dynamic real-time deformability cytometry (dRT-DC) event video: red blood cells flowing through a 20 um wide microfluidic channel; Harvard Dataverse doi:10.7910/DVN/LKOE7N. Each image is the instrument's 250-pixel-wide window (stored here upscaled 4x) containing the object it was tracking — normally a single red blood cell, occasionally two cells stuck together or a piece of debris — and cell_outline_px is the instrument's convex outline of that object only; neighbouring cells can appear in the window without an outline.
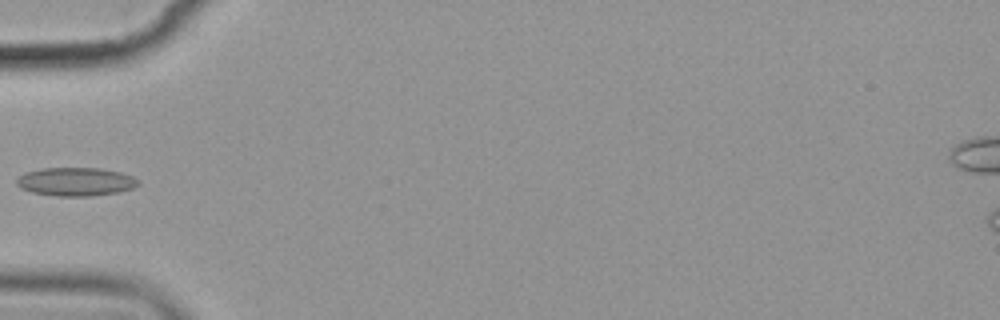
{"species": "common noctule bat (a hibernating species)", "species_latin": "Nyctalus noctula", "temperature_condition": "cold", "stored_images_in_passage": 6, "camera_frame_rate_fps": 3000, "um_per_image_px": 0.085, "animal": {"sex": "female", "body_mass_g": 19.9}, "frame": {"image": 1, "passage_image": 6, "time_ms": 6.0, "image_size_px": [1000, 320], "cell_outline_px": [[140, 184], [132, 188], [120, 192], [92, 196], [56, 196], [32, 192], [20, 188], [16, 184], [16, 180], [24, 172], [44, 168], [100, 168], [120, 172], [132, 176], [140, 180]], "centroid_in_image_um": [6.45, 15.44], "position_along_channel_um": 78.5, "area_um2": 20.29}}